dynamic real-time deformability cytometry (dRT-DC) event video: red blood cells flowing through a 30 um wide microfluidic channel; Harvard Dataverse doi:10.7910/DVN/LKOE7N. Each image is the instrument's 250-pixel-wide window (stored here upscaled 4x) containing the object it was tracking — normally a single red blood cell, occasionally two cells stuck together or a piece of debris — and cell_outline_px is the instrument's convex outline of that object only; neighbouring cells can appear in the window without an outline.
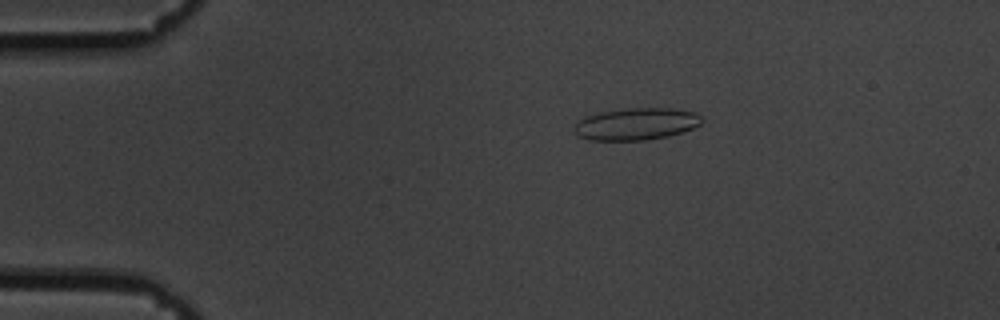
{"species": "common noctule bat (a hibernating species)", "species_latin": "Nyctalus noctula", "temperature_condition": "cold", "stored_images_in_passage": 35, "camera_frame_rate_fps": 3000, "um_per_image_px": 0.085, "animal": {"sex": "male", "body_mass_g": 19.5, "forearm_length_mm": 54.6}, "frame": {"image": 1, "passage_image": 7, "time_ms": 2.0, "image_size_px": [1000, 320], "cell_outline_px": [[704, 120], [700, 124], [692, 128], [668, 136], [648, 140], [588, 140], [572, 132], [572, 128], [584, 116], [600, 112], [624, 108], [668, 108], [696, 112]], "centroid_in_image_um": [54.05, 10.53], "position_along_channel_um": 31.0, "area_um2": 23.93}}
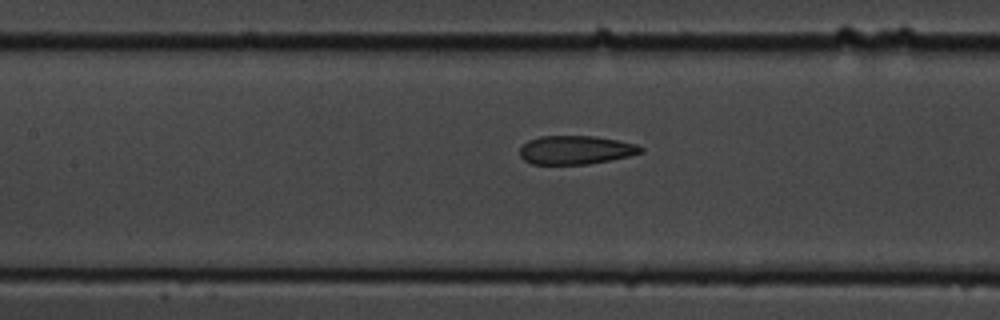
{"frame": {"image": 2, "passage_image": 23, "time_ms": 7.333, "image_size_px": [1000, 320], "cell_outline_px": [[644, 152], [628, 156], [588, 164], [532, 164], [524, 160], [520, 156], [520, 148], [528, 140], [540, 136], [596, 136], [636, 144], [644, 148]], "centroid_in_image_um": [48.93, 12.74], "position_along_channel_um": 158.5, "area_um2": 20.11}}
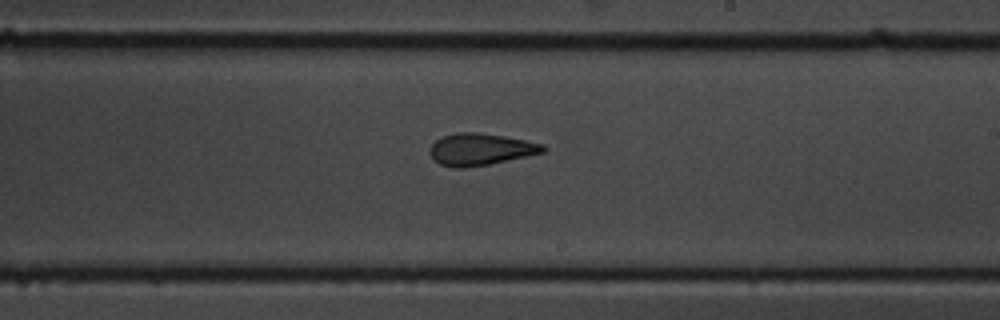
{"frame": {"image": 3, "passage_image": 31, "time_ms": 10.0, "image_size_px": [1000, 320], "cell_outline_px": [[548, 148], [544, 152], [488, 164], [464, 168], [452, 168], [440, 164], [428, 152], [432, 144], [436, 140], [444, 136], [456, 132], [476, 132], [504, 136], [544, 144]], "centroid_in_image_um": [40.83, 12.69], "position_along_channel_um": 248.2, "area_um2": 20.87}}